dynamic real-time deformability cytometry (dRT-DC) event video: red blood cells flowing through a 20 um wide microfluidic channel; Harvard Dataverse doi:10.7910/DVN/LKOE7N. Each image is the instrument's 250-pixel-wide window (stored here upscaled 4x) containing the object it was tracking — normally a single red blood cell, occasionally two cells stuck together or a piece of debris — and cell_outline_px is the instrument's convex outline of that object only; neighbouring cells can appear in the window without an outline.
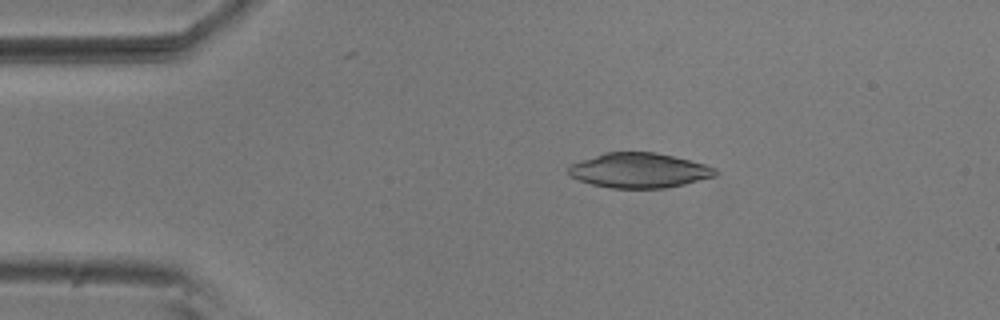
{"species": "common noctule bat (a hibernating species)", "species_latin": "Nyctalus noctula", "temperature_condition": "room temperature", "stored_images_in_passage": 14, "camera_frame_rate_fps": 3000, "um_per_image_px": 0.085, "animal": {"sex": "male", "body_mass_g": 20.5, "forearm_length_mm": 52.5}, "frame": {"image": 1, "passage_image": 3, "time_ms": 0.667, "image_size_px": [1000, 320], "cell_outline_px": [[720, 172], [716, 176], [684, 184], [664, 188], [608, 188], [592, 184], [568, 176], [568, 164], [604, 152], [656, 152], [704, 164], [716, 168]], "centroid_in_image_um": [54.3, 14.48], "position_along_channel_um": 30.7, "area_um2": 30.0}}
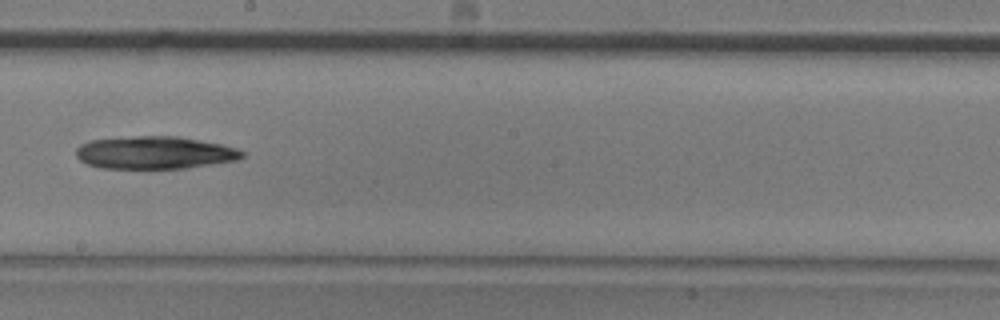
{"frame": {"image": 2, "passage_image": 8, "time_ms": 2.333, "image_size_px": [1000, 320], "cell_outline_px": [[244, 156], [236, 160], [184, 168], [100, 168], [88, 164], [80, 160], [76, 156], [76, 148], [80, 144], [88, 140], [136, 136], [180, 136], [220, 144], [236, 148], [244, 152]], "centroid_in_image_um": [13.11, 12.96], "position_along_channel_um": 235.1, "area_um2": 31.5}}
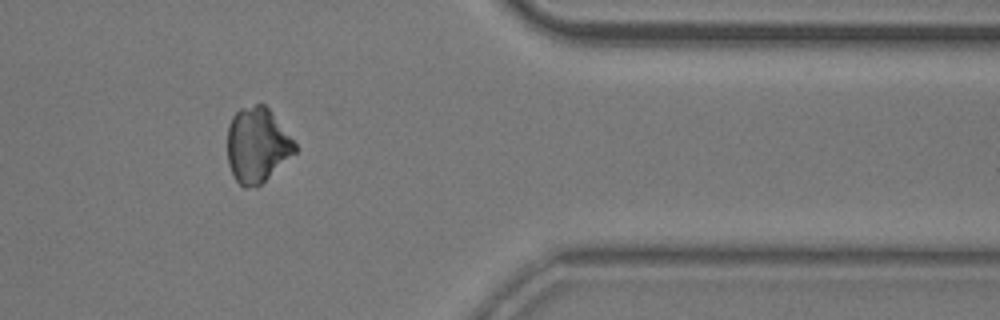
{"frame": {"image": 3, "passage_image": 12, "time_ms": 3.667, "image_size_px": [1000, 320], "cell_outline_px": [[296, 152], [256, 188], [244, 188], [236, 180], [228, 164], [228, 124], [232, 116], [240, 108], [256, 104], [264, 104], [272, 112], [296, 144]], "centroid_in_image_um": [21.84, 12.33], "position_along_channel_um": 389.6, "area_um2": 29.36}}